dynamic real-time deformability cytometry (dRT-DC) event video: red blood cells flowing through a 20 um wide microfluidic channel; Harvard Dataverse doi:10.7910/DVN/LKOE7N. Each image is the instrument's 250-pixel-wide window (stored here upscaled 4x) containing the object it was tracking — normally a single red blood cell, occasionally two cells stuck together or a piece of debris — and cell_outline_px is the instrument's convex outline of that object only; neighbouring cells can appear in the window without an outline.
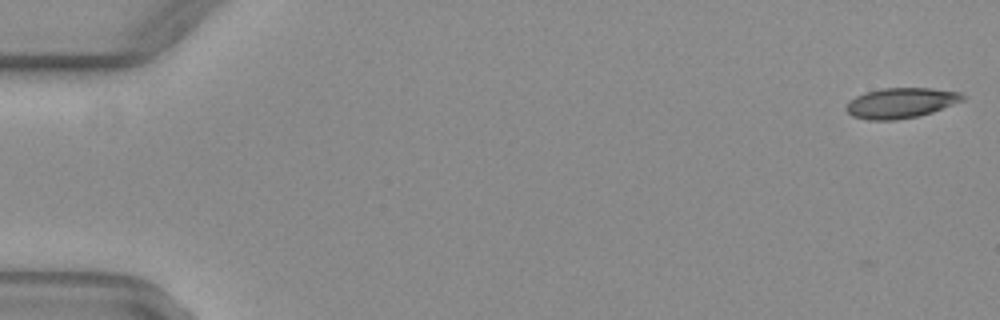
{"species": "common noctule bat (a hibernating species)", "species_latin": "Nyctalus noctula", "temperature_condition": "warm", "stored_images_in_passage": 51, "camera_frame_rate_fps": 3000, "um_per_image_px": 0.085, "animal": {"sex": "female", "body_mass_g": 29.2, "forearm_length_mm": 56.3}, "frame": {"image": 1, "passage_image": 1, "time_ms": 0.0, "image_size_px": [1000, 320], "cell_outline_px": [[968, 96], [964, 100], [932, 112], [916, 116], [896, 120], [868, 120], [852, 116], [844, 108], [856, 96], [868, 92], [884, 88], [932, 88], [960, 92]], "centroid_in_image_um": [76.61, 8.75], "position_along_channel_um": 8.4, "area_um2": 20.4}}
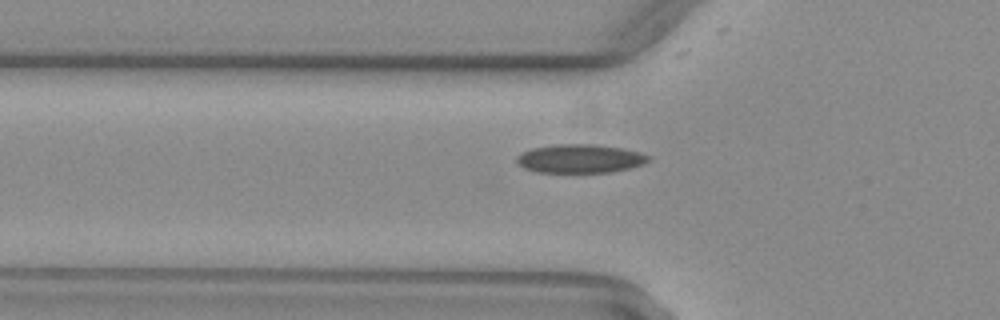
{"frame": {"image": 2, "passage_image": 18, "time_ms": 5.667, "image_size_px": [1000, 320], "cell_outline_px": [[652, 160], [644, 164], [612, 172], [536, 172], [524, 168], [516, 164], [516, 156], [520, 152], [532, 148], [552, 144], [596, 144], [624, 148], [640, 152], [648, 156]], "centroid_in_image_um": [49.27, 13.47], "position_along_channel_um": 76.5, "area_um2": 22.31}}
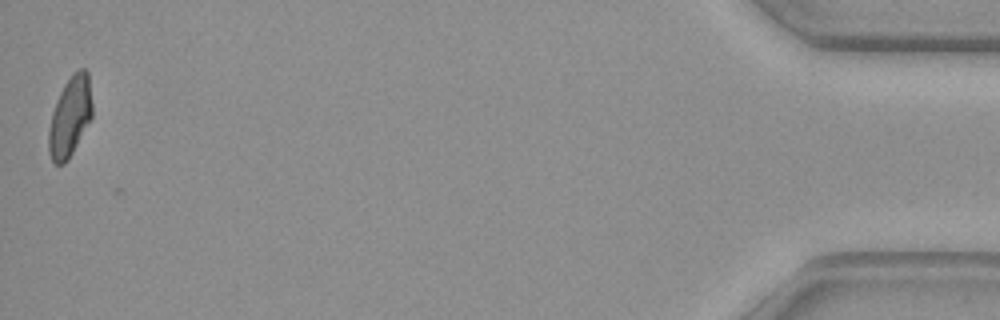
{"frame": {"image": 3, "passage_image": 51, "time_ms": 16.667, "image_size_px": [1000, 320], "cell_outline_px": [[92, 116], [68, 160], [64, 164], [56, 164], [52, 160], [48, 152], [48, 128], [52, 112], [56, 100], [64, 84], [72, 72], [80, 68], [84, 68], [88, 72], [92, 104]], "centroid_in_image_um": [5.93, 9.89], "position_along_channel_um": 429.3, "area_um2": 20.35}, "authors_computed_cell_mechanics": {"area_um2": 20.9236, "velocity_mm_per_s": 4.076, "shape_relaxation_time_tau1_ms": null, "shape_relaxation_time_tau2_ms": 1.7995, "deformation_change_tau1": null, "deformation_change_tau2": 0.0826}}